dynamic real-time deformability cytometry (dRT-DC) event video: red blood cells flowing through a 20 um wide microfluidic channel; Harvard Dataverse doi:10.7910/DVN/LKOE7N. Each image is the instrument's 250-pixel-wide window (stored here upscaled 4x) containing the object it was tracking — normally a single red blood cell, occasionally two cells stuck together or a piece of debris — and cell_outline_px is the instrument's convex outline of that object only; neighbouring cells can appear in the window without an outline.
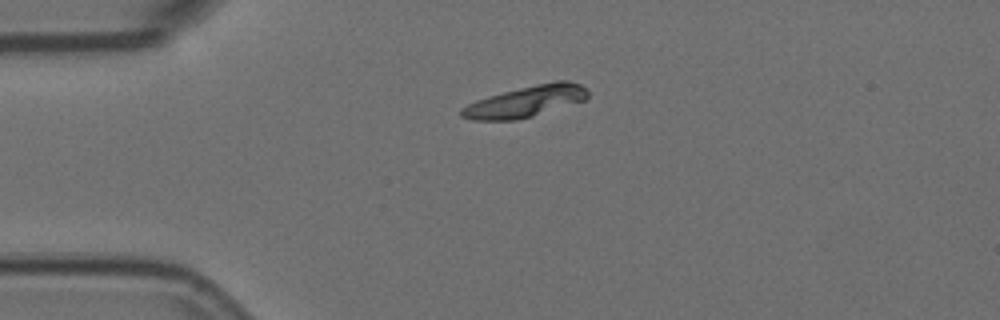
{"species": "Egyptian fruit bat (a non-hibernating species)", "species_latin": "Rousettus aegyptiacus", "temperature_condition": "room temperature", "stored_images_in_passage": 2, "camera_frame_rate_fps": 3000, "um_per_image_px": 0.085, "animal": {"sex": "female"}, "frame": {"image": 1, "passage_image": 1, "time_ms": 0.0, "image_size_px": [1000, 320], "cell_outline_px": [[588, 96], [584, 100], [532, 116], [516, 120], [472, 120], [460, 116], [460, 108], [476, 100], [488, 96], [536, 84], [556, 80], [568, 80], [580, 84], [588, 92]], "centroid_in_image_um": [44.65, 8.62], "position_along_channel_um": 40.4, "area_um2": 22.72}}